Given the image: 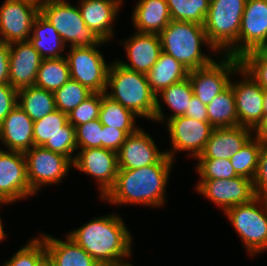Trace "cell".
I'll return each mask as SVG.
<instances>
[{"instance_id": "cell-1", "label": "cell", "mask_w": 267, "mask_h": 266, "mask_svg": "<svg viewBox=\"0 0 267 266\" xmlns=\"http://www.w3.org/2000/svg\"><path fill=\"white\" fill-rule=\"evenodd\" d=\"M120 214H107L92 218L86 224L67 233L100 266L128 263L132 256V233ZM126 258V259H125Z\"/></svg>"}, {"instance_id": "cell-2", "label": "cell", "mask_w": 267, "mask_h": 266, "mask_svg": "<svg viewBox=\"0 0 267 266\" xmlns=\"http://www.w3.org/2000/svg\"><path fill=\"white\" fill-rule=\"evenodd\" d=\"M174 161L165 155L158 163L138 169H119L114 187L102 199L116 206H164Z\"/></svg>"}, {"instance_id": "cell-3", "label": "cell", "mask_w": 267, "mask_h": 266, "mask_svg": "<svg viewBox=\"0 0 267 266\" xmlns=\"http://www.w3.org/2000/svg\"><path fill=\"white\" fill-rule=\"evenodd\" d=\"M162 51L181 62L189 71L211 64V58L201 47L208 46L212 55L220 54L208 41L204 26L195 22L173 21L159 33Z\"/></svg>"}, {"instance_id": "cell-4", "label": "cell", "mask_w": 267, "mask_h": 266, "mask_svg": "<svg viewBox=\"0 0 267 266\" xmlns=\"http://www.w3.org/2000/svg\"><path fill=\"white\" fill-rule=\"evenodd\" d=\"M105 94L138 117L153 120L156 95L150 88L146 74L127 69L116 59L109 66Z\"/></svg>"}, {"instance_id": "cell-5", "label": "cell", "mask_w": 267, "mask_h": 266, "mask_svg": "<svg viewBox=\"0 0 267 266\" xmlns=\"http://www.w3.org/2000/svg\"><path fill=\"white\" fill-rule=\"evenodd\" d=\"M246 0H212L204 22L211 46L219 53L237 58V40Z\"/></svg>"}, {"instance_id": "cell-6", "label": "cell", "mask_w": 267, "mask_h": 266, "mask_svg": "<svg viewBox=\"0 0 267 266\" xmlns=\"http://www.w3.org/2000/svg\"><path fill=\"white\" fill-rule=\"evenodd\" d=\"M68 2L41 0L40 14L56 29L68 48L102 45L104 41L85 25L77 3L74 5Z\"/></svg>"}, {"instance_id": "cell-7", "label": "cell", "mask_w": 267, "mask_h": 266, "mask_svg": "<svg viewBox=\"0 0 267 266\" xmlns=\"http://www.w3.org/2000/svg\"><path fill=\"white\" fill-rule=\"evenodd\" d=\"M224 214L249 256L267 251V202L264 198L255 197L249 203L230 207Z\"/></svg>"}, {"instance_id": "cell-8", "label": "cell", "mask_w": 267, "mask_h": 266, "mask_svg": "<svg viewBox=\"0 0 267 266\" xmlns=\"http://www.w3.org/2000/svg\"><path fill=\"white\" fill-rule=\"evenodd\" d=\"M71 47L65 54L69 65L70 78L88 87L94 93H105L110 63H106L99 47Z\"/></svg>"}, {"instance_id": "cell-9", "label": "cell", "mask_w": 267, "mask_h": 266, "mask_svg": "<svg viewBox=\"0 0 267 266\" xmlns=\"http://www.w3.org/2000/svg\"><path fill=\"white\" fill-rule=\"evenodd\" d=\"M24 155L27 180L36 195L45 185L50 187L60 184L73 167V162L68 157L42 146H33Z\"/></svg>"}, {"instance_id": "cell-10", "label": "cell", "mask_w": 267, "mask_h": 266, "mask_svg": "<svg viewBox=\"0 0 267 266\" xmlns=\"http://www.w3.org/2000/svg\"><path fill=\"white\" fill-rule=\"evenodd\" d=\"M240 59L219 55L211 64L189 71L193 94L205 105L230 84L232 75L239 69Z\"/></svg>"}, {"instance_id": "cell-11", "label": "cell", "mask_w": 267, "mask_h": 266, "mask_svg": "<svg viewBox=\"0 0 267 266\" xmlns=\"http://www.w3.org/2000/svg\"><path fill=\"white\" fill-rule=\"evenodd\" d=\"M34 146H42L68 157L72 162L77 151L75 127L68 122L67 114L60 110L47 114L33 123Z\"/></svg>"}, {"instance_id": "cell-12", "label": "cell", "mask_w": 267, "mask_h": 266, "mask_svg": "<svg viewBox=\"0 0 267 266\" xmlns=\"http://www.w3.org/2000/svg\"><path fill=\"white\" fill-rule=\"evenodd\" d=\"M169 131L170 150L166 155L173 161L177 152H187L189 158L197 159L204 151L214 127L209 122H202L187 116H179L165 122Z\"/></svg>"}, {"instance_id": "cell-13", "label": "cell", "mask_w": 267, "mask_h": 266, "mask_svg": "<svg viewBox=\"0 0 267 266\" xmlns=\"http://www.w3.org/2000/svg\"><path fill=\"white\" fill-rule=\"evenodd\" d=\"M40 2L35 0H4L0 6V41L8 44L29 41Z\"/></svg>"}, {"instance_id": "cell-14", "label": "cell", "mask_w": 267, "mask_h": 266, "mask_svg": "<svg viewBox=\"0 0 267 266\" xmlns=\"http://www.w3.org/2000/svg\"><path fill=\"white\" fill-rule=\"evenodd\" d=\"M73 168L97 181L102 201L116 183L119 170L117 153L102 147L79 149L75 153Z\"/></svg>"}, {"instance_id": "cell-15", "label": "cell", "mask_w": 267, "mask_h": 266, "mask_svg": "<svg viewBox=\"0 0 267 266\" xmlns=\"http://www.w3.org/2000/svg\"><path fill=\"white\" fill-rule=\"evenodd\" d=\"M236 75L242 78L238 82L232 79ZM229 85L235 97L238 125L254 131L264 117V90L241 67L232 75Z\"/></svg>"}, {"instance_id": "cell-16", "label": "cell", "mask_w": 267, "mask_h": 266, "mask_svg": "<svg viewBox=\"0 0 267 266\" xmlns=\"http://www.w3.org/2000/svg\"><path fill=\"white\" fill-rule=\"evenodd\" d=\"M35 195L27 180L24 153L0 148V203L12 205Z\"/></svg>"}, {"instance_id": "cell-17", "label": "cell", "mask_w": 267, "mask_h": 266, "mask_svg": "<svg viewBox=\"0 0 267 266\" xmlns=\"http://www.w3.org/2000/svg\"><path fill=\"white\" fill-rule=\"evenodd\" d=\"M194 186L196 192L220 207L223 213L230 207L249 203L256 197L253 180L244 176L199 180Z\"/></svg>"}, {"instance_id": "cell-18", "label": "cell", "mask_w": 267, "mask_h": 266, "mask_svg": "<svg viewBox=\"0 0 267 266\" xmlns=\"http://www.w3.org/2000/svg\"><path fill=\"white\" fill-rule=\"evenodd\" d=\"M267 44V0H246L237 40V58Z\"/></svg>"}, {"instance_id": "cell-19", "label": "cell", "mask_w": 267, "mask_h": 266, "mask_svg": "<svg viewBox=\"0 0 267 266\" xmlns=\"http://www.w3.org/2000/svg\"><path fill=\"white\" fill-rule=\"evenodd\" d=\"M166 155L159 150L153 137L139 128L127 136L125 142L117 152L119 169H138L158 163Z\"/></svg>"}, {"instance_id": "cell-20", "label": "cell", "mask_w": 267, "mask_h": 266, "mask_svg": "<svg viewBox=\"0 0 267 266\" xmlns=\"http://www.w3.org/2000/svg\"><path fill=\"white\" fill-rule=\"evenodd\" d=\"M134 33L125 40H119H123L121 44L128 62L119 59L117 62L127 69L147 74L162 52L160 37L159 34Z\"/></svg>"}, {"instance_id": "cell-21", "label": "cell", "mask_w": 267, "mask_h": 266, "mask_svg": "<svg viewBox=\"0 0 267 266\" xmlns=\"http://www.w3.org/2000/svg\"><path fill=\"white\" fill-rule=\"evenodd\" d=\"M43 58L30 41L10 44L9 84L16 90L34 86Z\"/></svg>"}, {"instance_id": "cell-22", "label": "cell", "mask_w": 267, "mask_h": 266, "mask_svg": "<svg viewBox=\"0 0 267 266\" xmlns=\"http://www.w3.org/2000/svg\"><path fill=\"white\" fill-rule=\"evenodd\" d=\"M77 4L85 25L109 44L115 36L113 25L123 0H79Z\"/></svg>"}, {"instance_id": "cell-23", "label": "cell", "mask_w": 267, "mask_h": 266, "mask_svg": "<svg viewBox=\"0 0 267 266\" xmlns=\"http://www.w3.org/2000/svg\"><path fill=\"white\" fill-rule=\"evenodd\" d=\"M34 121L18 105L0 123V142L5 149L25 153L34 146Z\"/></svg>"}, {"instance_id": "cell-24", "label": "cell", "mask_w": 267, "mask_h": 266, "mask_svg": "<svg viewBox=\"0 0 267 266\" xmlns=\"http://www.w3.org/2000/svg\"><path fill=\"white\" fill-rule=\"evenodd\" d=\"M254 135L247 127L214 128L203 153L197 159H230Z\"/></svg>"}, {"instance_id": "cell-25", "label": "cell", "mask_w": 267, "mask_h": 266, "mask_svg": "<svg viewBox=\"0 0 267 266\" xmlns=\"http://www.w3.org/2000/svg\"><path fill=\"white\" fill-rule=\"evenodd\" d=\"M39 237L44 241L46 256L53 266H100L67 235L63 241L45 232L43 234L40 232Z\"/></svg>"}, {"instance_id": "cell-26", "label": "cell", "mask_w": 267, "mask_h": 266, "mask_svg": "<svg viewBox=\"0 0 267 266\" xmlns=\"http://www.w3.org/2000/svg\"><path fill=\"white\" fill-rule=\"evenodd\" d=\"M136 32L159 34L172 20L166 0H138L130 18Z\"/></svg>"}, {"instance_id": "cell-27", "label": "cell", "mask_w": 267, "mask_h": 266, "mask_svg": "<svg viewBox=\"0 0 267 266\" xmlns=\"http://www.w3.org/2000/svg\"><path fill=\"white\" fill-rule=\"evenodd\" d=\"M192 96L193 89L189 78L174 83L162 90L156 95V108L153 122L155 121V123L157 122L158 124L159 122L165 123L169 119L184 116L190 105ZM161 101L173 111L169 114V117L165 116Z\"/></svg>"}, {"instance_id": "cell-28", "label": "cell", "mask_w": 267, "mask_h": 266, "mask_svg": "<svg viewBox=\"0 0 267 266\" xmlns=\"http://www.w3.org/2000/svg\"><path fill=\"white\" fill-rule=\"evenodd\" d=\"M188 74L189 70L181 62L162 51L146 77L151 90L157 95L170 85L188 78Z\"/></svg>"}, {"instance_id": "cell-29", "label": "cell", "mask_w": 267, "mask_h": 266, "mask_svg": "<svg viewBox=\"0 0 267 266\" xmlns=\"http://www.w3.org/2000/svg\"><path fill=\"white\" fill-rule=\"evenodd\" d=\"M29 41L43 59L66 56L63 52L67 51V45L63 43L56 29L41 14L33 23Z\"/></svg>"}, {"instance_id": "cell-30", "label": "cell", "mask_w": 267, "mask_h": 266, "mask_svg": "<svg viewBox=\"0 0 267 266\" xmlns=\"http://www.w3.org/2000/svg\"><path fill=\"white\" fill-rule=\"evenodd\" d=\"M18 106L33 120H39L56 109L54 93L36 86L18 90Z\"/></svg>"}, {"instance_id": "cell-31", "label": "cell", "mask_w": 267, "mask_h": 266, "mask_svg": "<svg viewBox=\"0 0 267 266\" xmlns=\"http://www.w3.org/2000/svg\"><path fill=\"white\" fill-rule=\"evenodd\" d=\"M206 106L208 122L214 128L239 126L235 97L230 85Z\"/></svg>"}, {"instance_id": "cell-32", "label": "cell", "mask_w": 267, "mask_h": 266, "mask_svg": "<svg viewBox=\"0 0 267 266\" xmlns=\"http://www.w3.org/2000/svg\"><path fill=\"white\" fill-rule=\"evenodd\" d=\"M138 116L126 109L117 101L102 93V104L99 120L102 125L124 130L128 135L137 131L140 126L136 125Z\"/></svg>"}, {"instance_id": "cell-33", "label": "cell", "mask_w": 267, "mask_h": 266, "mask_svg": "<svg viewBox=\"0 0 267 266\" xmlns=\"http://www.w3.org/2000/svg\"><path fill=\"white\" fill-rule=\"evenodd\" d=\"M69 79H71L69 65L65 56L43 59L34 86L54 93Z\"/></svg>"}, {"instance_id": "cell-34", "label": "cell", "mask_w": 267, "mask_h": 266, "mask_svg": "<svg viewBox=\"0 0 267 266\" xmlns=\"http://www.w3.org/2000/svg\"><path fill=\"white\" fill-rule=\"evenodd\" d=\"M262 139L253 135L246 144L230 158V162L239 176L254 180L258 169Z\"/></svg>"}, {"instance_id": "cell-35", "label": "cell", "mask_w": 267, "mask_h": 266, "mask_svg": "<svg viewBox=\"0 0 267 266\" xmlns=\"http://www.w3.org/2000/svg\"><path fill=\"white\" fill-rule=\"evenodd\" d=\"M173 21L195 22L204 25L210 0H166Z\"/></svg>"}, {"instance_id": "cell-36", "label": "cell", "mask_w": 267, "mask_h": 266, "mask_svg": "<svg viewBox=\"0 0 267 266\" xmlns=\"http://www.w3.org/2000/svg\"><path fill=\"white\" fill-rule=\"evenodd\" d=\"M93 93L88 87L81 85L73 79H69L61 88L54 92L56 109L69 114Z\"/></svg>"}, {"instance_id": "cell-37", "label": "cell", "mask_w": 267, "mask_h": 266, "mask_svg": "<svg viewBox=\"0 0 267 266\" xmlns=\"http://www.w3.org/2000/svg\"><path fill=\"white\" fill-rule=\"evenodd\" d=\"M27 241L2 266H38L46 257L44 241L39 236Z\"/></svg>"}, {"instance_id": "cell-38", "label": "cell", "mask_w": 267, "mask_h": 266, "mask_svg": "<svg viewBox=\"0 0 267 266\" xmlns=\"http://www.w3.org/2000/svg\"><path fill=\"white\" fill-rule=\"evenodd\" d=\"M196 173L199 180L230 179L239 176L230 159H196Z\"/></svg>"}, {"instance_id": "cell-39", "label": "cell", "mask_w": 267, "mask_h": 266, "mask_svg": "<svg viewBox=\"0 0 267 266\" xmlns=\"http://www.w3.org/2000/svg\"><path fill=\"white\" fill-rule=\"evenodd\" d=\"M101 104L102 93H93L90 97L74 108L69 114H67L68 122L73 127H76L78 125L98 119Z\"/></svg>"}, {"instance_id": "cell-40", "label": "cell", "mask_w": 267, "mask_h": 266, "mask_svg": "<svg viewBox=\"0 0 267 266\" xmlns=\"http://www.w3.org/2000/svg\"><path fill=\"white\" fill-rule=\"evenodd\" d=\"M240 67L243 68L264 91L267 90V58L259 50L244 54L240 58Z\"/></svg>"}, {"instance_id": "cell-41", "label": "cell", "mask_w": 267, "mask_h": 266, "mask_svg": "<svg viewBox=\"0 0 267 266\" xmlns=\"http://www.w3.org/2000/svg\"><path fill=\"white\" fill-rule=\"evenodd\" d=\"M103 125L99 118L75 127L77 151L102 147Z\"/></svg>"}, {"instance_id": "cell-42", "label": "cell", "mask_w": 267, "mask_h": 266, "mask_svg": "<svg viewBox=\"0 0 267 266\" xmlns=\"http://www.w3.org/2000/svg\"><path fill=\"white\" fill-rule=\"evenodd\" d=\"M256 197H267V140H262L258 169L253 180Z\"/></svg>"}, {"instance_id": "cell-43", "label": "cell", "mask_w": 267, "mask_h": 266, "mask_svg": "<svg viewBox=\"0 0 267 266\" xmlns=\"http://www.w3.org/2000/svg\"><path fill=\"white\" fill-rule=\"evenodd\" d=\"M18 105V90L9 83L0 84V123Z\"/></svg>"}, {"instance_id": "cell-44", "label": "cell", "mask_w": 267, "mask_h": 266, "mask_svg": "<svg viewBox=\"0 0 267 266\" xmlns=\"http://www.w3.org/2000/svg\"><path fill=\"white\" fill-rule=\"evenodd\" d=\"M128 134L124 130L116 129L103 125L102 128V148L119 151L122 144L125 142Z\"/></svg>"}, {"instance_id": "cell-45", "label": "cell", "mask_w": 267, "mask_h": 266, "mask_svg": "<svg viewBox=\"0 0 267 266\" xmlns=\"http://www.w3.org/2000/svg\"><path fill=\"white\" fill-rule=\"evenodd\" d=\"M184 115L198 121L208 122L207 106L203 104L194 94Z\"/></svg>"}, {"instance_id": "cell-46", "label": "cell", "mask_w": 267, "mask_h": 266, "mask_svg": "<svg viewBox=\"0 0 267 266\" xmlns=\"http://www.w3.org/2000/svg\"><path fill=\"white\" fill-rule=\"evenodd\" d=\"M10 44L0 41V84L9 83Z\"/></svg>"}, {"instance_id": "cell-47", "label": "cell", "mask_w": 267, "mask_h": 266, "mask_svg": "<svg viewBox=\"0 0 267 266\" xmlns=\"http://www.w3.org/2000/svg\"><path fill=\"white\" fill-rule=\"evenodd\" d=\"M254 135L267 140V109H264V117L259 126L254 130Z\"/></svg>"}, {"instance_id": "cell-48", "label": "cell", "mask_w": 267, "mask_h": 266, "mask_svg": "<svg viewBox=\"0 0 267 266\" xmlns=\"http://www.w3.org/2000/svg\"><path fill=\"white\" fill-rule=\"evenodd\" d=\"M3 205V203H0V205ZM4 224H3V220L0 216V243L6 238V233H5V230H4Z\"/></svg>"}, {"instance_id": "cell-49", "label": "cell", "mask_w": 267, "mask_h": 266, "mask_svg": "<svg viewBox=\"0 0 267 266\" xmlns=\"http://www.w3.org/2000/svg\"><path fill=\"white\" fill-rule=\"evenodd\" d=\"M38 266H53V263L46 256Z\"/></svg>"}, {"instance_id": "cell-50", "label": "cell", "mask_w": 267, "mask_h": 266, "mask_svg": "<svg viewBox=\"0 0 267 266\" xmlns=\"http://www.w3.org/2000/svg\"><path fill=\"white\" fill-rule=\"evenodd\" d=\"M267 58V44L259 50Z\"/></svg>"}, {"instance_id": "cell-51", "label": "cell", "mask_w": 267, "mask_h": 266, "mask_svg": "<svg viewBox=\"0 0 267 266\" xmlns=\"http://www.w3.org/2000/svg\"><path fill=\"white\" fill-rule=\"evenodd\" d=\"M264 109H267V90L264 91Z\"/></svg>"}, {"instance_id": "cell-52", "label": "cell", "mask_w": 267, "mask_h": 266, "mask_svg": "<svg viewBox=\"0 0 267 266\" xmlns=\"http://www.w3.org/2000/svg\"><path fill=\"white\" fill-rule=\"evenodd\" d=\"M117 266H134L133 264H131L130 262L122 264V265H117Z\"/></svg>"}]
</instances>
